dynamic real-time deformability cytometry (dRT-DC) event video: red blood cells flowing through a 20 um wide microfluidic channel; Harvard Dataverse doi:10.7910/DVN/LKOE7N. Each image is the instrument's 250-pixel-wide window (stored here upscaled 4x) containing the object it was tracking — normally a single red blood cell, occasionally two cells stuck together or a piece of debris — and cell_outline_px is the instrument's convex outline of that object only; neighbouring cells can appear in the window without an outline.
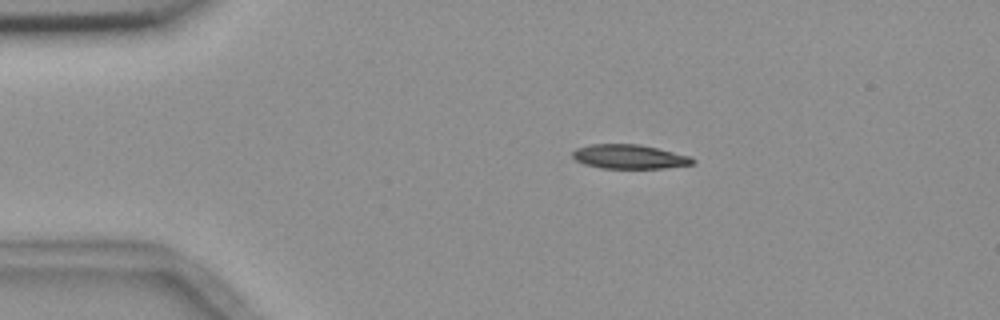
{"species": "common noctule bat (a hibernating species)", "species_latin": "Nyctalus noctula", "temperature_condition": "room temperature", "stored_images_in_passage": 5, "camera_frame_rate_fps": 3000, "um_per_image_px": 0.085, "animal": {"sex": "female", "body_mass_g": 18.4}, "frame": {"image": 1, "passage_image": 2, "time_ms": 1.333, "image_size_px": [1000, 320], "cell_outline_px": [[696, 160], [692, 164], [664, 168], [600, 168], [584, 164], [576, 160], [572, 156], [572, 152], [576, 148], [588, 144], [640, 144], [692, 156]], "centroid_in_image_um": [53.49, 13.31], "position_along_channel_um": 31.5, "area_um2": 17.05}}